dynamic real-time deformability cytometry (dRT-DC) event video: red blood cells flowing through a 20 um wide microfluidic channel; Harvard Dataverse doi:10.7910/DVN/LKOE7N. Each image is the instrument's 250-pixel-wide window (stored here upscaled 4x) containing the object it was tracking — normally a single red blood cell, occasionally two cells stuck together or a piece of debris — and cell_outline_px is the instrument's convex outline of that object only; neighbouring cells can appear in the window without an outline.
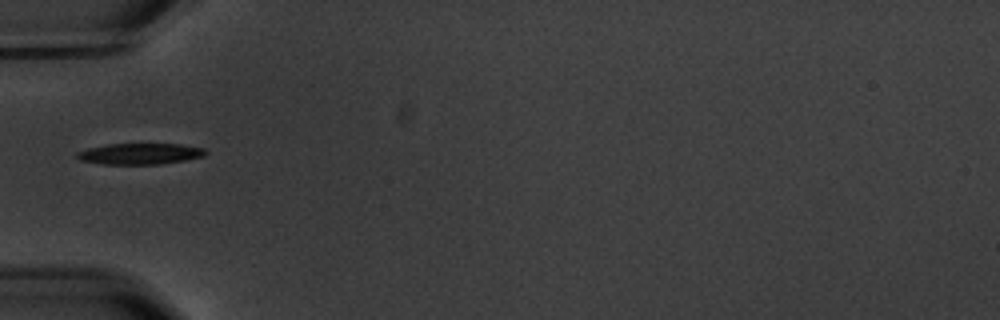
{"species": "common noctule bat (a hibernating species)", "species_latin": "Nyctalus noctula", "temperature_condition": "warm", "stored_images_in_passage": 6, "camera_frame_rate_fps": 3000, "um_per_image_px": 0.085, "animal": {"sex": "male", "body_mass_g": 20.1, "forearm_length_mm": 53.5}, "frame": {"image": 1, "passage_image": 6, "time_ms": 5.667, "image_size_px": [1000, 320], "cell_outline_px": [[208, 152], [204, 156], [184, 160], [160, 164], [104, 164], [80, 160], [76, 156], [76, 152], [88, 148], [108, 144], [180, 144], [204, 148]], "centroid_in_image_um": [11.9, 13.07], "position_along_channel_um": 73.1, "area_um2": 15.72}}